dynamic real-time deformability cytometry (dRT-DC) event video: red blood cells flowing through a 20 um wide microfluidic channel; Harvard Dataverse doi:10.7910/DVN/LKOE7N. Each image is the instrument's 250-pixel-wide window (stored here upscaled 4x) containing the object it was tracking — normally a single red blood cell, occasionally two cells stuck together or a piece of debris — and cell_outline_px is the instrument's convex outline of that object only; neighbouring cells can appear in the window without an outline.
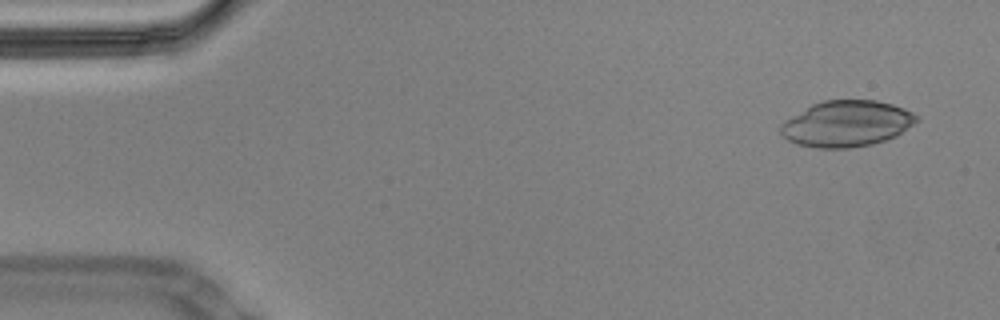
{"species": "Egyptian fruit bat (a non-hibernating species)", "species_latin": "Rousettus aegyptiacus", "temperature_condition": "cold", "stored_images_in_passage": 56, "camera_frame_rate_fps": 3000, "um_per_image_px": 0.085, "animal": {"sex": "male"}, "frame": {"image": 1, "passage_image": 3, "time_ms": 0.667, "image_size_px": [1000, 320], "cell_outline_px": [[920, 120], [896, 136], [872, 144], [848, 148], [816, 148], [796, 144], [788, 140], [780, 132], [780, 124], [812, 104], [824, 100], [876, 100], [892, 104], [904, 108], [920, 116]], "centroid_in_image_um": [71.99, 10.51], "position_along_channel_um": 13.0, "area_um2": 36.47}}